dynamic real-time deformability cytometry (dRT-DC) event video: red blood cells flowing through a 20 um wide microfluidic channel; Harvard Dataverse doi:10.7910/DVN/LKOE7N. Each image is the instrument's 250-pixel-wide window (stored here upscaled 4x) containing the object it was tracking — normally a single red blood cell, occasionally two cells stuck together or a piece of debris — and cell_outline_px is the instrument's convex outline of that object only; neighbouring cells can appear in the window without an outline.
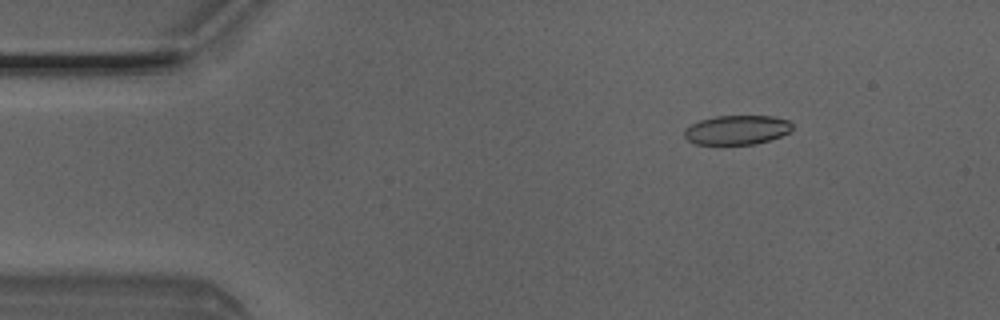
{"species": "Egyptian fruit bat (a non-hibernating species)", "species_latin": "Rousettus aegyptiacus", "temperature_condition": "room temperature", "stored_images_in_passage": 3, "camera_frame_rate_fps": 3000, "um_per_image_px": 0.085, "animal": {"sex": "male"}, "frame": {"image": 1, "passage_image": 2, "time_ms": 0.333, "image_size_px": [1000, 320], "cell_outline_px": [[792, 128], [788, 132], [780, 136], [756, 144], [696, 144], [688, 140], [684, 136], [684, 128], [700, 120], [716, 116], [772, 116], [788, 120], [792, 124]], "centroid_in_image_um": [62.61, 11.04], "position_along_channel_um": 22.4, "area_um2": 18.32}}